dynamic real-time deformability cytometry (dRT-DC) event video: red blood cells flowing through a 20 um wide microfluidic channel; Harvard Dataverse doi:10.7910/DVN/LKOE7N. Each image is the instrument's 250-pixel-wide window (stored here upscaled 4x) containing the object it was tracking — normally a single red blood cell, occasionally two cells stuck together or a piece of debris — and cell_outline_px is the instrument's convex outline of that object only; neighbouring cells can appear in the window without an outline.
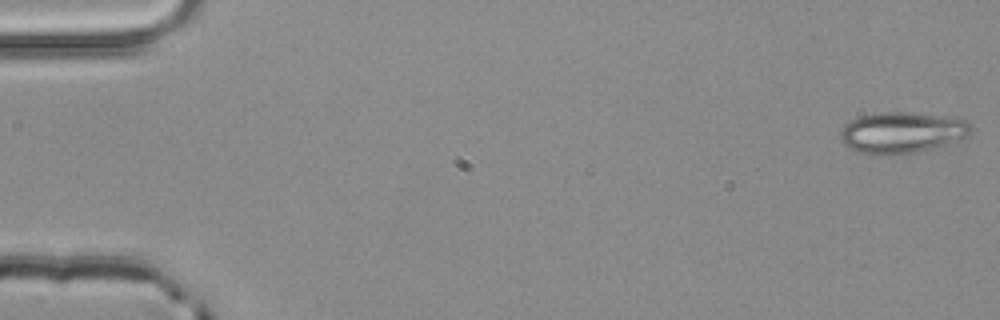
{"species": "common noctule bat (a hibernating species)", "species_latin": "Nyctalus noctula", "temperature_condition": "room temperature", "stored_images_in_passage": 3, "camera_frame_rate_fps": 3000, "um_per_image_px": 0.085, "animal": {"sex": "male", "body_mass_g": 20.4}, "frame": {"image": 1, "passage_image": 1, "time_ms": 0.0, "image_size_px": [1000, 320], "cell_outline_px": [[972, 128], [968, 136], [948, 144], [916, 152], [888, 156], [856, 152], [848, 148], [840, 140], [840, 132], [844, 124], [848, 120], [860, 116], [884, 112], [904, 112], [968, 120], [972, 124]], "centroid_in_image_um": [76.62, 11.29], "position_along_channel_um": 8.4, "area_um2": 31.44}}